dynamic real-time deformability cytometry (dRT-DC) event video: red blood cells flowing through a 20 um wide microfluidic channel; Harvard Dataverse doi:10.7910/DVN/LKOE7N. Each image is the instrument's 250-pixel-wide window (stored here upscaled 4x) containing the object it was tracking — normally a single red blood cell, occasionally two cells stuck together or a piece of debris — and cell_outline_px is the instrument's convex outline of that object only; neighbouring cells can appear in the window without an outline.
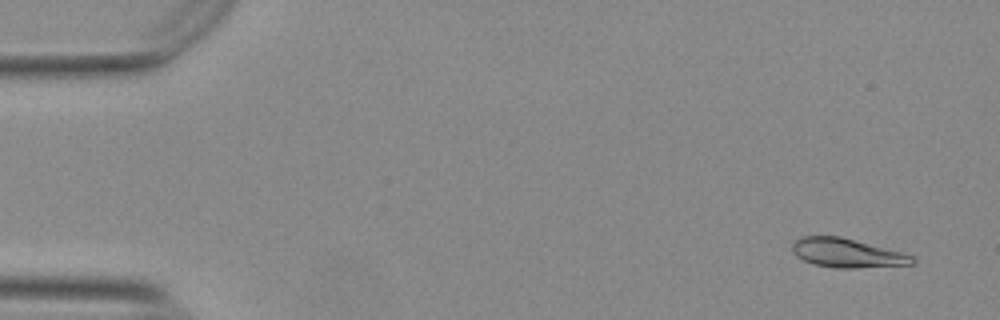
{"species": "Egyptian fruit bat (a non-hibernating species)", "species_latin": "Rousettus aegyptiacus", "temperature_condition": "warm", "stored_images_in_passage": 17, "camera_frame_rate_fps": 3000, "um_per_image_px": 0.085, "animal": {"sex": "female"}, "frame": {"image": 1, "passage_image": 3, "time_ms": 0.667, "image_size_px": [1000, 320], "cell_outline_px": [[916, 264], [852, 268], [836, 268], [816, 264], [804, 260], [796, 256], [792, 252], [792, 244], [800, 236], [840, 236], [900, 252], [912, 256], [916, 260]], "centroid_in_image_um": [71.97, 21.5], "position_along_channel_um": 13.0, "area_um2": 20.06}}
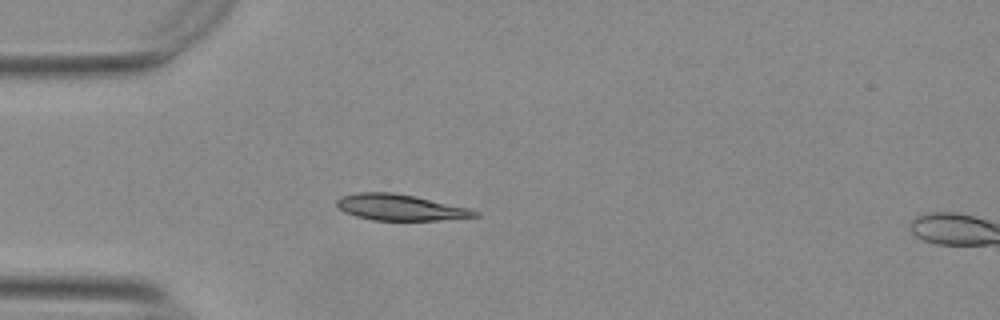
{"frame": {"image": 2, "passage_image": 15, "time_ms": 4.667, "image_size_px": [1000, 320], "cell_outline_px": [[480, 216], [436, 220], [372, 220], [356, 216], [344, 212], [336, 204], [336, 200], [340, 196], [360, 192], [392, 192], [416, 196], [468, 208], [480, 212]], "centroid_in_image_um": [34.0, 17.62], "position_along_channel_um": 51.0, "area_um2": 20.92}}